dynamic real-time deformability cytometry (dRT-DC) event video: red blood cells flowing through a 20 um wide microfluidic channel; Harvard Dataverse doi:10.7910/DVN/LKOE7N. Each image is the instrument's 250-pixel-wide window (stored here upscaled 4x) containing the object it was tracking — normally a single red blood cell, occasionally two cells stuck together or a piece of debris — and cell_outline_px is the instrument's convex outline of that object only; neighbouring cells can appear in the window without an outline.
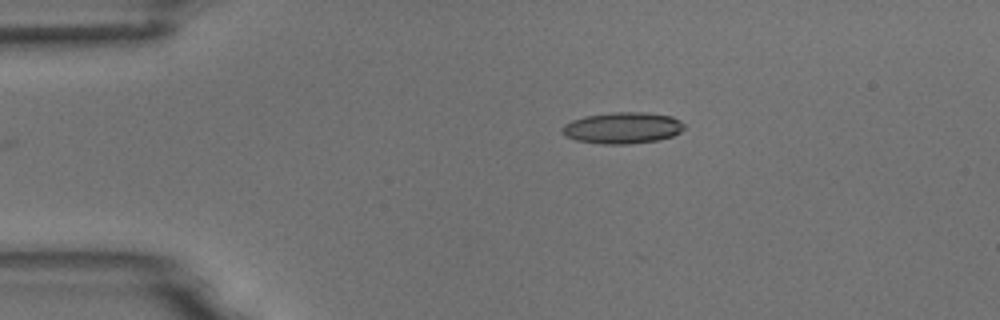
{"species": "common noctule bat (a hibernating species)", "species_latin": "Nyctalus noctula", "temperature_condition": "room temperature", "stored_images_in_passage": 13, "camera_frame_rate_fps": 3000, "um_per_image_px": 0.085, "animal": {"sex": "male", "body_mass_g": 18.8}, "frame": {"image": 1, "passage_image": 1, "time_ms": 0.0, "image_size_px": [1000, 320], "cell_outline_px": [[684, 128], [680, 132], [672, 136], [656, 140], [628, 144], [600, 144], [576, 140], [564, 136], [560, 128], [564, 124], [572, 120], [584, 116], [612, 112], [644, 112], [672, 116], [680, 120], [684, 124]], "centroid_in_image_um": [52.88, 10.87], "position_along_channel_um": 32.1, "area_um2": 22.43}}